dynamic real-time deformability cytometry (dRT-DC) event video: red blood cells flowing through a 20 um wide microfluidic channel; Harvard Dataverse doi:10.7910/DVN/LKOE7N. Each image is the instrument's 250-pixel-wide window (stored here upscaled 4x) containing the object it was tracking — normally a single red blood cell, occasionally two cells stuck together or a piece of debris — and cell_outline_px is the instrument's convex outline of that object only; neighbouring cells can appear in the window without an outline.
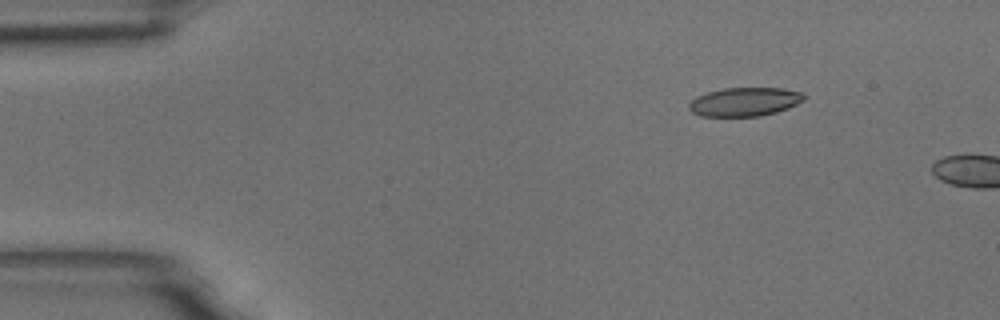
{"species": "common noctule bat (a hibernating species)", "species_latin": "Nyctalus noctula", "temperature_condition": "room temperature", "stored_images_in_passage": 11, "camera_frame_rate_fps": 3000, "um_per_image_px": 0.085, "animal": {"sex": "male", "body_mass_g": 18.8}, "frame": {"image": 1, "passage_image": 8, "time_ms": 2.333, "image_size_px": [1000, 320], "cell_outline_px": [[804, 100], [788, 108], [776, 112], [760, 116], [700, 116], [692, 112], [688, 108], [688, 104], [696, 96], [708, 92], [724, 88], [784, 88], [804, 92]], "centroid_in_image_um": [63.3, 8.65], "position_along_channel_um": 21.7, "area_um2": 19.31}}